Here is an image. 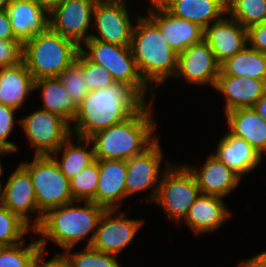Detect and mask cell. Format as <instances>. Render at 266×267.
I'll list each match as a JSON object with an SVG mask.
<instances>
[{
  "mask_svg": "<svg viewBox=\"0 0 266 267\" xmlns=\"http://www.w3.org/2000/svg\"><path fill=\"white\" fill-rule=\"evenodd\" d=\"M146 101L129 85L115 82L111 86L89 91L78 104L71 132L89 138L94 133L128 119Z\"/></svg>",
  "mask_w": 266,
  "mask_h": 267,
  "instance_id": "1",
  "label": "cell"
},
{
  "mask_svg": "<svg viewBox=\"0 0 266 267\" xmlns=\"http://www.w3.org/2000/svg\"><path fill=\"white\" fill-rule=\"evenodd\" d=\"M152 108L150 99L128 119L91 135L95 159L128 160L148 149L158 139Z\"/></svg>",
  "mask_w": 266,
  "mask_h": 267,
  "instance_id": "2",
  "label": "cell"
},
{
  "mask_svg": "<svg viewBox=\"0 0 266 267\" xmlns=\"http://www.w3.org/2000/svg\"><path fill=\"white\" fill-rule=\"evenodd\" d=\"M79 202V206L75 203ZM81 201H73L47 210L40 224L34 229V233L40 235L38 242L41 250L45 251L47 241L51 240L63 250L74 248L81 240L87 239L90 246L97 230L98 222L106 210L104 207L91 201H85L84 206H80Z\"/></svg>",
  "mask_w": 266,
  "mask_h": 267,
  "instance_id": "3",
  "label": "cell"
},
{
  "mask_svg": "<svg viewBox=\"0 0 266 267\" xmlns=\"http://www.w3.org/2000/svg\"><path fill=\"white\" fill-rule=\"evenodd\" d=\"M130 48L138 71L144 82L150 86V96L155 98V90L177 71L178 54L168 45L158 27L146 16L134 17ZM155 84V87L153 84ZM157 86V87H156Z\"/></svg>",
  "mask_w": 266,
  "mask_h": 267,
  "instance_id": "4",
  "label": "cell"
},
{
  "mask_svg": "<svg viewBox=\"0 0 266 267\" xmlns=\"http://www.w3.org/2000/svg\"><path fill=\"white\" fill-rule=\"evenodd\" d=\"M80 46L50 26L23 42L22 61L34 80L59 77L77 58Z\"/></svg>",
  "mask_w": 266,
  "mask_h": 267,
  "instance_id": "5",
  "label": "cell"
},
{
  "mask_svg": "<svg viewBox=\"0 0 266 267\" xmlns=\"http://www.w3.org/2000/svg\"><path fill=\"white\" fill-rule=\"evenodd\" d=\"M200 194L196 178L185 164H169L163 171L153 203L162 207L168 219L179 225Z\"/></svg>",
  "mask_w": 266,
  "mask_h": 267,
  "instance_id": "6",
  "label": "cell"
},
{
  "mask_svg": "<svg viewBox=\"0 0 266 267\" xmlns=\"http://www.w3.org/2000/svg\"><path fill=\"white\" fill-rule=\"evenodd\" d=\"M83 44L80 52L89 61L106 68L116 82L126 83L146 101V91L150 87L142 79L130 47L95 39H88Z\"/></svg>",
  "mask_w": 266,
  "mask_h": 267,
  "instance_id": "7",
  "label": "cell"
},
{
  "mask_svg": "<svg viewBox=\"0 0 266 267\" xmlns=\"http://www.w3.org/2000/svg\"><path fill=\"white\" fill-rule=\"evenodd\" d=\"M21 165L30 174L37 206L43 214L51 208L74 201L70 180L62 173L50 155H34L32 162L24 161Z\"/></svg>",
  "mask_w": 266,
  "mask_h": 267,
  "instance_id": "8",
  "label": "cell"
},
{
  "mask_svg": "<svg viewBox=\"0 0 266 267\" xmlns=\"http://www.w3.org/2000/svg\"><path fill=\"white\" fill-rule=\"evenodd\" d=\"M17 122L36 156L51 155L72 136L71 124L55 112L38 109Z\"/></svg>",
  "mask_w": 266,
  "mask_h": 267,
  "instance_id": "9",
  "label": "cell"
},
{
  "mask_svg": "<svg viewBox=\"0 0 266 267\" xmlns=\"http://www.w3.org/2000/svg\"><path fill=\"white\" fill-rule=\"evenodd\" d=\"M162 160L163 153L159 138L143 153L126 160V198L152 188V193L144 200L152 202L155 200L163 175V172L160 173Z\"/></svg>",
  "mask_w": 266,
  "mask_h": 267,
  "instance_id": "10",
  "label": "cell"
},
{
  "mask_svg": "<svg viewBox=\"0 0 266 267\" xmlns=\"http://www.w3.org/2000/svg\"><path fill=\"white\" fill-rule=\"evenodd\" d=\"M96 0H62L49 13V26L79 46L90 38Z\"/></svg>",
  "mask_w": 266,
  "mask_h": 267,
  "instance_id": "11",
  "label": "cell"
},
{
  "mask_svg": "<svg viewBox=\"0 0 266 267\" xmlns=\"http://www.w3.org/2000/svg\"><path fill=\"white\" fill-rule=\"evenodd\" d=\"M116 211L117 209L104 211L90 247L118 256L124 248L134 241L133 239L143 226L144 220L127 218L122 212L117 215Z\"/></svg>",
  "mask_w": 266,
  "mask_h": 267,
  "instance_id": "12",
  "label": "cell"
},
{
  "mask_svg": "<svg viewBox=\"0 0 266 267\" xmlns=\"http://www.w3.org/2000/svg\"><path fill=\"white\" fill-rule=\"evenodd\" d=\"M126 4L97 2L93 12L97 33L91 32L89 39L130 47L134 24Z\"/></svg>",
  "mask_w": 266,
  "mask_h": 267,
  "instance_id": "13",
  "label": "cell"
},
{
  "mask_svg": "<svg viewBox=\"0 0 266 267\" xmlns=\"http://www.w3.org/2000/svg\"><path fill=\"white\" fill-rule=\"evenodd\" d=\"M0 203L17 214L33 230L42 220L43 213L38 209L30 174L21 164L10 174L5 185H2ZM29 211L37 214L34 223Z\"/></svg>",
  "mask_w": 266,
  "mask_h": 267,
  "instance_id": "14",
  "label": "cell"
},
{
  "mask_svg": "<svg viewBox=\"0 0 266 267\" xmlns=\"http://www.w3.org/2000/svg\"><path fill=\"white\" fill-rule=\"evenodd\" d=\"M148 1L152 7L147 8V17L177 54L204 39V29L198 24L172 15L157 0Z\"/></svg>",
  "mask_w": 266,
  "mask_h": 267,
  "instance_id": "15",
  "label": "cell"
},
{
  "mask_svg": "<svg viewBox=\"0 0 266 267\" xmlns=\"http://www.w3.org/2000/svg\"><path fill=\"white\" fill-rule=\"evenodd\" d=\"M220 72V64L208 43L203 39L178 54L177 71L174 78L191 84L204 86L216 84Z\"/></svg>",
  "mask_w": 266,
  "mask_h": 267,
  "instance_id": "16",
  "label": "cell"
},
{
  "mask_svg": "<svg viewBox=\"0 0 266 267\" xmlns=\"http://www.w3.org/2000/svg\"><path fill=\"white\" fill-rule=\"evenodd\" d=\"M225 17L204 29V40L208 43L219 64L233 57L248 45L247 29L234 19Z\"/></svg>",
  "mask_w": 266,
  "mask_h": 267,
  "instance_id": "17",
  "label": "cell"
},
{
  "mask_svg": "<svg viewBox=\"0 0 266 267\" xmlns=\"http://www.w3.org/2000/svg\"><path fill=\"white\" fill-rule=\"evenodd\" d=\"M126 160L99 159V180L95 203L105 209H118L126 199Z\"/></svg>",
  "mask_w": 266,
  "mask_h": 267,
  "instance_id": "18",
  "label": "cell"
},
{
  "mask_svg": "<svg viewBox=\"0 0 266 267\" xmlns=\"http://www.w3.org/2000/svg\"><path fill=\"white\" fill-rule=\"evenodd\" d=\"M196 178L201 194L226 197L237 188L241 177L220 161L213 153L208 156L202 169L185 164Z\"/></svg>",
  "mask_w": 266,
  "mask_h": 267,
  "instance_id": "19",
  "label": "cell"
},
{
  "mask_svg": "<svg viewBox=\"0 0 266 267\" xmlns=\"http://www.w3.org/2000/svg\"><path fill=\"white\" fill-rule=\"evenodd\" d=\"M223 197L200 194L183 219L195 234L218 230L230 217Z\"/></svg>",
  "mask_w": 266,
  "mask_h": 267,
  "instance_id": "20",
  "label": "cell"
},
{
  "mask_svg": "<svg viewBox=\"0 0 266 267\" xmlns=\"http://www.w3.org/2000/svg\"><path fill=\"white\" fill-rule=\"evenodd\" d=\"M214 88L225 98L226 113L237 108L253 107L265 93L266 82L242 76H229L220 71Z\"/></svg>",
  "mask_w": 266,
  "mask_h": 267,
  "instance_id": "21",
  "label": "cell"
},
{
  "mask_svg": "<svg viewBox=\"0 0 266 267\" xmlns=\"http://www.w3.org/2000/svg\"><path fill=\"white\" fill-rule=\"evenodd\" d=\"M213 155L241 178L257 169L263 159L247 141L232 135L229 131L219 139Z\"/></svg>",
  "mask_w": 266,
  "mask_h": 267,
  "instance_id": "22",
  "label": "cell"
},
{
  "mask_svg": "<svg viewBox=\"0 0 266 267\" xmlns=\"http://www.w3.org/2000/svg\"><path fill=\"white\" fill-rule=\"evenodd\" d=\"M6 11L13 32L22 43L49 27V12L33 0H13Z\"/></svg>",
  "mask_w": 266,
  "mask_h": 267,
  "instance_id": "23",
  "label": "cell"
},
{
  "mask_svg": "<svg viewBox=\"0 0 266 267\" xmlns=\"http://www.w3.org/2000/svg\"><path fill=\"white\" fill-rule=\"evenodd\" d=\"M172 15L205 29L227 15L226 0H157Z\"/></svg>",
  "mask_w": 266,
  "mask_h": 267,
  "instance_id": "24",
  "label": "cell"
},
{
  "mask_svg": "<svg viewBox=\"0 0 266 267\" xmlns=\"http://www.w3.org/2000/svg\"><path fill=\"white\" fill-rule=\"evenodd\" d=\"M229 132L247 141L258 153H266V121L253 107L237 108L225 113Z\"/></svg>",
  "mask_w": 266,
  "mask_h": 267,
  "instance_id": "25",
  "label": "cell"
},
{
  "mask_svg": "<svg viewBox=\"0 0 266 267\" xmlns=\"http://www.w3.org/2000/svg\"><path fill=\"white\" fill-rule=\"evenodd\" d=\"M34 78L24 62L0 68V104L20 109L34 90Z\"/></svg>",
  "mask_w": 266,
  "mask_h": 267,
  "instance_id": "26",
  "label": "cell"
},
{
  "mask_svg": "<svg viewBox=\"0 0 266 267\" xmlns=\"http://www.w3.org/2000/svg\"><path fill=\"white\" fill-rule=\"evenodd\" d=\"M42 91L43 110L55 112L73 124L78 105L67 93L59 77L41 78L34 82V90Z\"/></svg>",
  "mask_w": 266,
  "mask_h": 267,
  "instance_id": "27",
  "label": "cell"
},
{
  "mask_svg": "<svg viewBox=\"0 0 266 267\" xmlns=\"http://www.w3.org/2000/svg\"><path fill=\"white\" fill-rule=\"evenodd\" d=\"M71 137L50 155L69 180L95 160L94 148L88 138L77 137V142L73 143ZM60 152L62 157L58 160Z\"/></svg>",
  "mask_w": 266,
  "mask_h": 267,
  "instance_id": "28",
  "label": "cell"
},
{
  "mask_svg": "<svg viewBox=\"0 0 266 267\" xmlns=\"http://www.w3.org/2000/svg\"><path fill=\"white\" fill-rule=\"evenodd\" d=\"M220 71L229 76L263 80L266 82V53L248 45L220 64Z\"/></svg>",
  "mask_w": 266,
  "mask_h": 267,
  "instance_id": "29",
  "label": "cell"
},
{
  "mask_svg": "<svg viewBox=\"0 0 266 267\" xmlns=\"http://www.w3.org/2000/svg\"><path fill=\"white\" fill-rule=\"evenodd\" d=\"M227 15L246 29L266 21V0H226Z\"/></svg>",
  "mask_w": 266,
  "mask_h": 267,
  "instance_id": "30",
  "label": "cell"
},
{
  "mask_svg": "<svg viewBox=\"0 0 266 267\" xmlns=\"http://www.w3.org/2000/svg\"><path fill=\"white\" fill-rule=\"evenodd\" d=\"M99 180V159H95L70 180L71 195L74 201L95 203Z\"/></svg>",
  "mask_w": 266,
  "mask_h": 267,
  "instance_id": "31",
  "label": "cell"
},
{
  "mask_svg": "<svg viewBox=\"0 0 266 267\" xmlns=\"http://www.w3.org/2000/svg\"><path fill=\"white\" fill-rule=\"evenodd\" d=\"M29 231H34L17 214L0 203V246L20 244Z\"/></svg>",
  "mask_w": 266,
  "mask_h": 267,
  "instance_id": "32",
  "label": "cell"
},
{
  "mask_svg": "<svg viewBox=\"0 0 266 267\" xmlns=\"http://www.w3.org/2000/svg\"><path fill=\"white\" fill-rule=\"evenodd\" d=\"M24 245L25 241L12 246H0V267H32L41 246L38 239Z\"/></svg>",
  "mask_w": 266,
  "mask_h": 267,
  "instance_id": "33",
  "label": "cell"
},
{
  "mask_svg": "<svg viewBox=\"0 0 266 267\" xmlns=\"http://www.w3.org/2000/svg\"><path fill=\"white\" fill-rule=\"evenodd\" d=\"M84 247L79 253H72V247L62 252L69 267H121L116 255L97 251L90 246Z\"/></svg>",
  "mask_w": 266,
  "mask_h": 267,
  "instance_id": "34",
  "label": "cell"
},
{
  "mask_svg": "<svg viewBox=\"0 0 266 267\" xmlns=\"http://www.w3.org/2000/svg\"><path fill=\"white\" fill-rule=\"evenodd\" d=\"M59 78L67 93L78 105L89 92L84 81L81 52L78 53L76 60L60 74Z\"/></svg>",
  "mask_w": 266,
  "mask_h": 267,
  "instance_id": "35",
  "label": "cell"
},
{
  "mask_svg": "<svg viewBox=\"0 0 266 267\" xmlns=\"http://www.w3.org/2000/svg\"><path fill=\"white\" fill-rule=\"evenodd\" d=\"M82 69L84 81L89 91L99 90L116 82L106 68L89 61L83 54Z\"/></svg>",
  "mask_w": 266,
  "mask_h": 267,
  "instance_id": "36",
  "label": "cell"
},
{
  "mask_svg": "<svg viewBox=\"0 0 266 267\" xmlns=\"http://www.w3.org/2000/svg\"><path fill=\"white\" fill-rule=\"evenodd\" d=\"M16 112V109L0 104V147L10 149L13 152L18 149V146L7 139L16 124Z\"/></svg>",
  "mask_w": 266,
  "mask_h": 267,
  "instance_id": "37",
  "label": "cell"
},
{
  "mask_svg": "<svg viewBox=\"0 0 266 267\" xmlns=\"http://www.w3.org/2000/svg\"><path fill=\"white\" fill-rule=\"evenodd\" d=\"M23 43L20 40L0 39V68L15 66L22 62Z\"/></svg>",
  "mask_w": 266,
  "mask_h": 267,
  "instance_id": "38",
  "label": "cell"
},
{
  "mask_svg": "<svg viewBox=\"0 0 266 267\" xmlns=\"http://www.w3.org/2000/svg\"><path fill=\"white\" fill-rule=\"evenodd\" d=\"M248 46L266 53V21L247 29Z\"/></svg>",
  "mask_w": 266,
  "mask_h": 267,
  "instance_id": "39",
  "label": "cell"
},
{
  "mask_svg": "<svg viewBox=\"0 0 266 267\" xmlns=\"http://www.w3.org/2000/svg\"><path fill=\"white\" fill-rule=\"evenodd\" d=\"M45 254L41 250L34 259L32 267H69L68 261L62 253L55 255L49 261L44 260Z\"/></svg>",
  "mask_w": 266,
  "mask_h": 267,
  "instance_id": "40",
  "label": "cell"
},
{
  "mask_svg": "<svg viewBox=\"0 0 266 267\" xmlns=\"http://www.w3.org/2000/svg\"><path fill=\"white\" fill-rule=\"evenodd\" d=\"M0 39L19 40L13 32L6 9L0 10Z\"/></svg>",
  "mask_w": 266,
  "mask_h": 267,
  "instance_id": "41",
  "label": "cell"
},
{
  "mask_svg": "<svg viewBox=\"0 0 266 267\" xmlns=\"http://www.w3.org/2000/svg\"><path fill=\"white\" fill-rule=\"evenodd\" d=\"M249 267H266V250L247 259Z\"/></svg>",
  "mask_w": 266,
  "mask_h": 267,
  "instance_id": "42",
  "label": "cell"
},
{
  "mask_svg": "<svg viewBox=\"0 0 266 267\" xmlns=\"http://www.w3.org/2000/svg\"><path fill=\"white\" fill-rule=\"evenodd\" d=\"M253 108L257 113L266 121V91L265 93L256 101Z\"/></svg>",
  "mask_w": 266,
  "mask_h": 267,
  "instance_id": "43",
  "label": "cell"
},
{
  "mask_svg": "<svg viewBox=\"0 0 266 267\" xmlns=\"http://www.w3.org/2000/svg\"><path fill=\"white\" fill-rule=\"evenodd\" d=\"M33 1L50 13L62 0H33Z\"/></svg>",
  "mask_w": 266,
  "mask_h": 267,
  "instance_id": "44",
  "label": "cell"
},
{
  "mask_svg": "<svg viewBox=\"0 0 266 267\" xmlns=\"http://www.w3.org/2000/svg\"><path fill=\"white\" fill-rule=\"evenodd\" d=\"M11 153H14V152L10 149L0 147V156L1 155L5 156V155L11 154ZM2 174H3V166L0 162V176H2ZM1 187H2V183L0 181V190H1Z\"/></svg>",
  "mask_w": 266,
  "mask_h": 267,
  "instance_id": "45",
  "label": "cell"
},
{
  "mask_svg": "<svg viewBox=\"0 0 266 267\" xmlns=\"http://www.w3.org/2000/svg\"><path fill=\"white\" fill-rule=\"evenodd\" d=\"M13 0H0V10L6 9Z\"/></svg>",
  "mask_w": 266,
  "mask_h": 267,
  "instance_id": "46",
  "label": "cell"
},
{
  "mask_svg": "<svg viewBox=\"0 0 266 267\" xmlns=\"http://www.w3.org/2000/svg\"><path fill=\"white\" fill-rule=\"evenodd\" d=\"M97 2L125 3V0H96Z\"/></svg>",
  "mask_w": 266,
  "mask_h": 267,
  "instance_id": "47",
  "label": "cell"
},
{
  "mask_svg": "<svg viewBox=\"0 0 266 267\" xmlns=\"http://www.w3.org/2000/svg\"><path fill=\"white\" fill-rule=\"evenodd\" d=\"M237 267H249L247 263V259L244 261H241Z\"/></svg>",
  "mask_w": 266,
  "mask_h": 267,
  "instance_id": "48",
  "label": "cell"
}]
</instances>
